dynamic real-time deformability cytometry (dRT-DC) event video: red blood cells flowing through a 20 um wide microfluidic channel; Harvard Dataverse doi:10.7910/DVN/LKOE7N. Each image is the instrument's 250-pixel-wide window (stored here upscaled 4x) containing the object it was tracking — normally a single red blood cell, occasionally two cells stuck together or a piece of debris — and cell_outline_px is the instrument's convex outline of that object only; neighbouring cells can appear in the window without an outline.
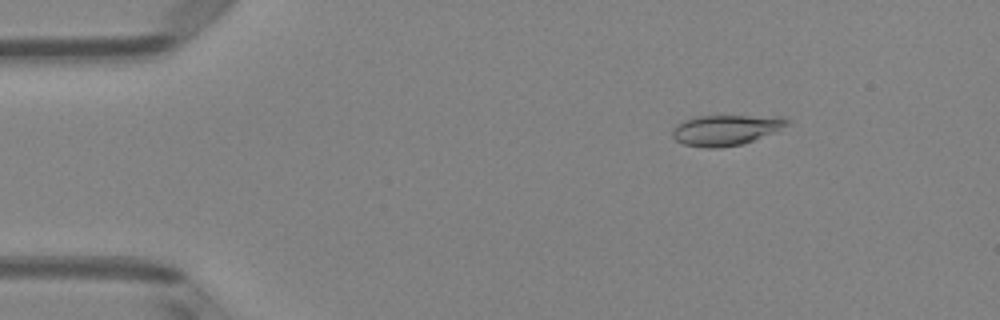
{"species": "Egyptian fruit bat (a non-hibernating species)", "species_latin": "Rousettus aegyptiacus", "temperature_condition": "room temperature", "stored_images_in_passage": 50, "camera_frame_rate_fps": 3000, "um_per_image_px": 0.085, "animal": {"sex": "female"}, "frame": {"image": 1, "passage_image": 7, "time_ms": 2.0, "image_size_px": [1000, 320], "cell_outline_px": [[792, 120], [788, 124], [776, 132], [744, 144], [720, 148], [704, 148], [684, 144], [676, 140], [672, 136], [672, 128], [676, 124], [684, 120], [696, 116], [788, 116]], "centroid_in_image_um": [61.74, 11.05], "position_along_channel_um": 23.3, "area_um2": 20.81}}
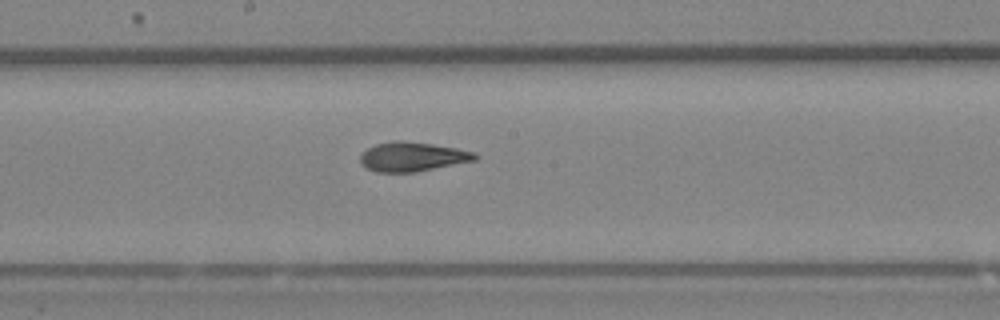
{"frame": {"image": 2, "passage_image": 27, "time_ms": 8.667, "image_size_px": [1000, 320], "cell_outline_px": [[480, 156], [476, 160], [416, 172], [376, 172], [360, 164], [360, 156], [368, 148], [376, 144], [396, 140], [404, 140], [432, 144], [456, 148], [476, 152]], "centroid_in_image_um": [35.08, 13.32], "position_along_channel_um": 213.1, "area_um2": 19.65}}
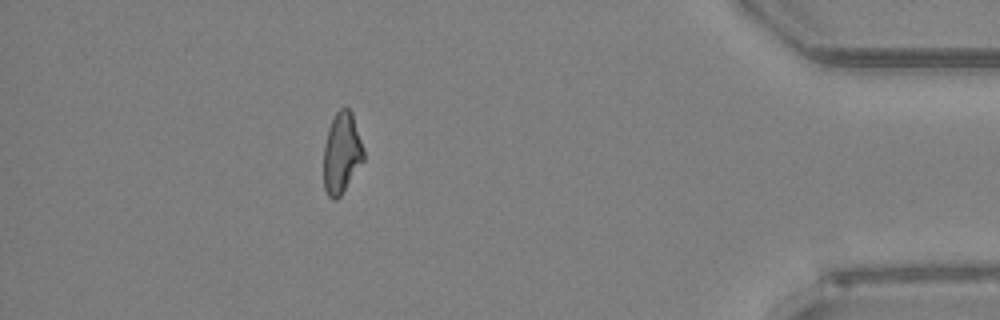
{"frame": {"image": 3, "passage_image": 45, "time_ms": 14.667, "image_size_px": [1000, 320], "cell_outline_px": [[364, 160], [340, 196], [336, 200], [332, 200], [328, 196], [324, 188], [324, 144], [328, 128], [336, 112], [340, 108], [348, 108], [352, 112], [364, 148]], "centroid_in_image_um": [29.04, 13.0], "position_along_channel_um": 406.2, "area_um2": 18.9}, "authors_computed_cell_mechanics": {"area_um2": 19.7676, "velocity_mm_per_s": 4.0049, "shape_relaxation_time_tau1_ms": 5.8887, "shape_relaxation_time_tau2_ms": 2.3558, "deformation_change_tau1": 0.1683, "deformation_change_tau2": 0.0905}}